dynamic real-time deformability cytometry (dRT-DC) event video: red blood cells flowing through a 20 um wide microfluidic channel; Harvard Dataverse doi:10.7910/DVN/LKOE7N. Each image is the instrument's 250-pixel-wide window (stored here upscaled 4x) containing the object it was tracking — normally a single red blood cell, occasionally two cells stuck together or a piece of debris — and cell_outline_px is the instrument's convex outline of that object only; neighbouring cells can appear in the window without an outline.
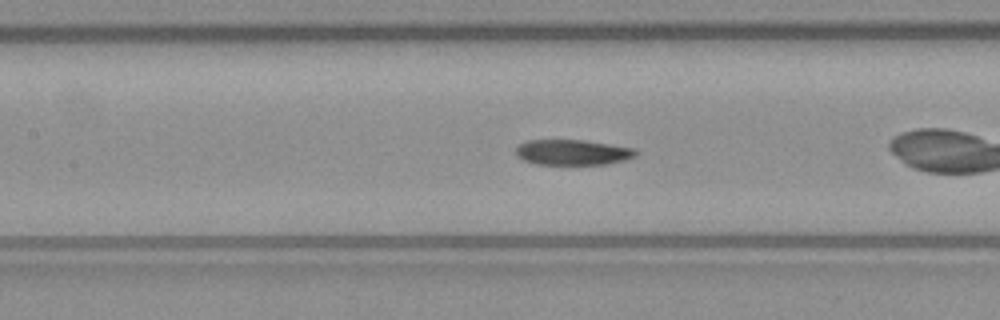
{"species": "common noctule bat (a hibernating species)", "species_latin": "Nyctalus noctula", "temperature_condition": "warm", "stored_images_in_passage": 26, "camera_frame_rate_fps": 3000, "um_per_image_px": 0.085, "animal": {"sex": "male", "body_mass_g": 23.1, "forearm_length_mm": 52.7}, "frame": {"image": 1, "passage_image": 8, "time_ms": 2.333, "image_size_px": [1000, 320], "cell_outline_px": [[640, 152], [636, 156], [624, 160], [608, 164], [536, 164], [524, 160], [516, 152], [516, 148], [520, 144], [528, 140], [584, 140], [632, 148]], "centroid_in_image_um": [48.7, 12.95], "position_along_channel_um": 158.7, "area_um2": 17.57}}
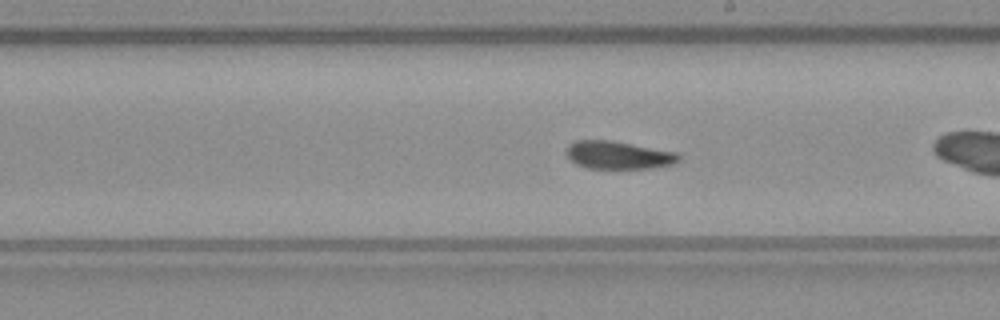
{"frame": {"image": 2, "passage_image": 14, "time_ms": 4.333, "image_size_px": [1000, 320], "cell_outline_px": [[680, 160], [672, 164], [652, 168], [588, 168], [576, 164], [564, 152], [568, 144], [576, 140], [612, 140], [676, 152], [680, 156]], "centroid_in_image_um": [52.53, 13.17], "position_along_channel_um": 236.5, "area_um2": 18.26}}
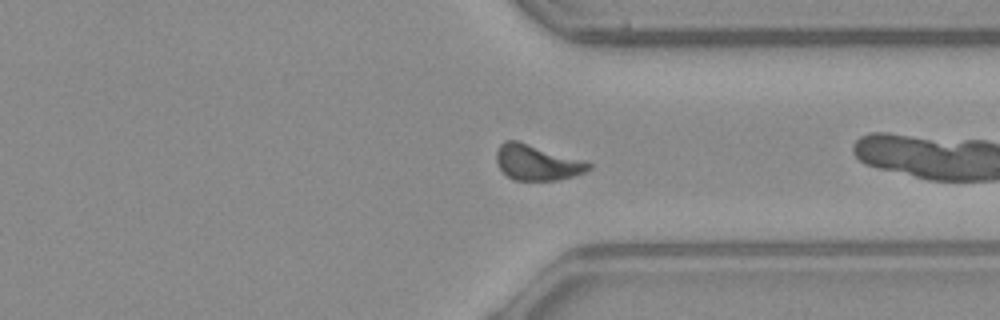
{"frame": {"image": 3, "passage_image": 24, "time_ms": 7.667, "image_size_px": [1000, 320], "cell_outline_px": [[592, 168], [576, 176], [556, 180], [512, 180], [500, 168], [496, 160], [496, 152], [500, 144], [504, 140], [520, 140], [584, 160], [592, 164]], "centroid_in_image_um": [45.66, 13.79], "position_along_channel_um": 365.7, "area_um2": 19.36}}